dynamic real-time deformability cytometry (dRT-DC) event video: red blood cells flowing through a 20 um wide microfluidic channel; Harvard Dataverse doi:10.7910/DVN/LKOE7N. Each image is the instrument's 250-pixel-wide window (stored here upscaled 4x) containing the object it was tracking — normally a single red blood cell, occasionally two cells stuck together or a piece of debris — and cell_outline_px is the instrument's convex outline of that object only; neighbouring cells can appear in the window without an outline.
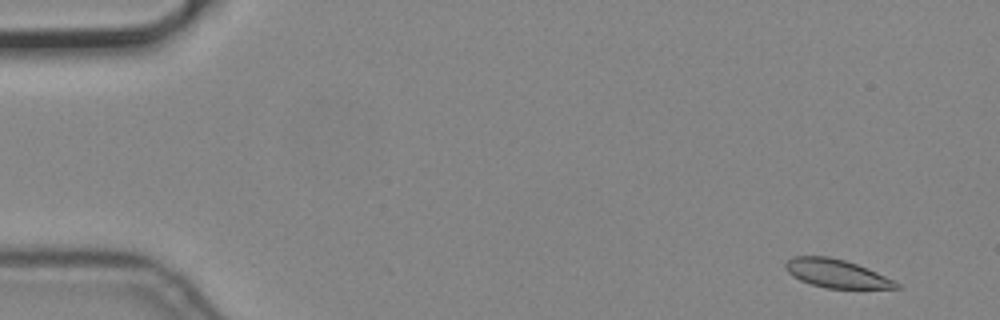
{"species": "common noctule bat (a hibernating species)", "species_latin": "Nyctalus noctula", "temperature_condition": "cold", "stored_images_in_passage": 6, "camera_frame_rate_fps": 3000, "um_per_image_px": 0.085, "animal": {"sex": "male", "body_mass_g": 19.2, "forearm_length_mm": 51.8}, "frame": {"image": 1, "passage_image": 1, "time_ms": 0.0, "image_size_px": [1000, 320], "cell_outline_px": [[900, 288], [828, 288], [812, 284], [800, 280], [792, 276], [784, 268], [784, 264], [792, 256], [828, 256], [844, 260], [868, 268], [900, 284]], "centroid_in_image_um": [71.05, 23.23], "position_along_channel_um": 14.0, "area_um2": 18.09}}
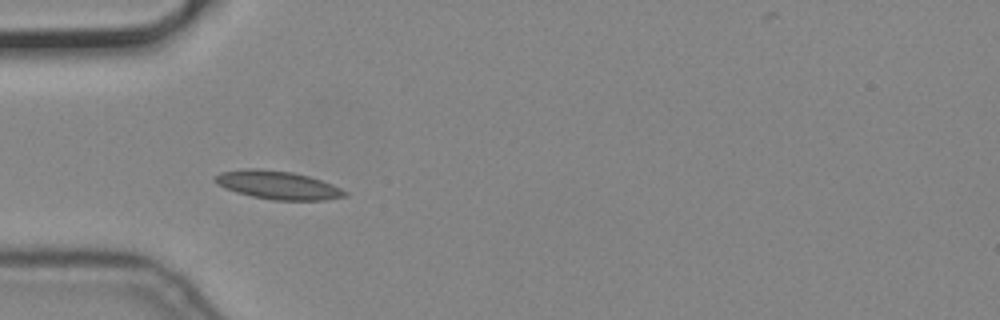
{"frame": {"image": 2, "passage_image": 5, "time_ms": 1.333, "image_size_px": [1000, 320], "cell_outline_px": [[348, 196], [324, 200], [272, 200], [252, 196], [236, 192], [224, 188], [216, 184], [212, 180], [212, 176], [220, 172], [244, 168], [256, 168], [292, 172], [308, 176], [332, 184], [348, 192]], "centroid_in_image_um": [23.55, 15.72], "position_along_channel_um": 61.4, "area_um2": 21.62}}
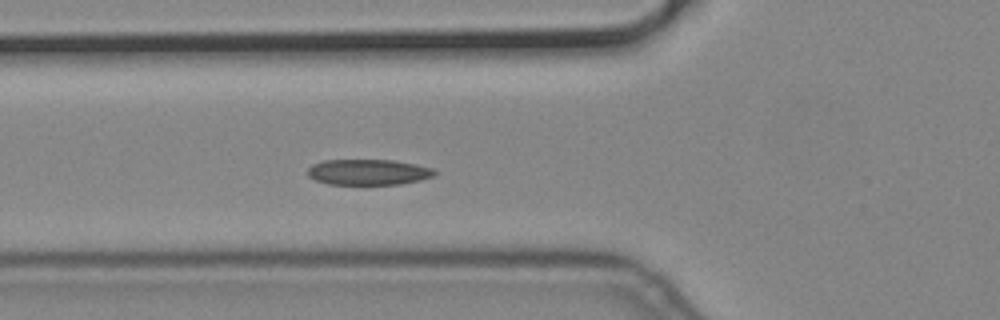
{"frame": {"image": 3, "passage_image": 6, "time_ms": 1.667, "image_size_px": [1000, 320], "cell_outline_px": [[436, 176], [420, 180], [400, 184], [328, 184], [316, 180], [308, 176], [308, 168], [312, 164], [324, 160], [392, 160], [432, 168], [436, 172]], "centroid_in_image_um": [31.29, 14.63], "position_along_channel_um": 94.5, "area_um2": 18.9}}